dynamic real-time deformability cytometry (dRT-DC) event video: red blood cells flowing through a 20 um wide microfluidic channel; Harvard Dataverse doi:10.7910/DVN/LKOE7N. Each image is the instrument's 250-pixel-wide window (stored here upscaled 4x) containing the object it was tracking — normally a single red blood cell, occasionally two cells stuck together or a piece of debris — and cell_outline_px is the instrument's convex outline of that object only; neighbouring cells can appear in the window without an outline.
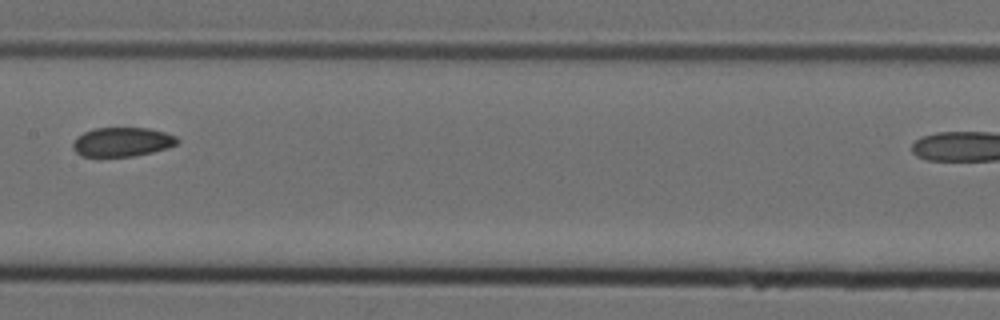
{"species": "Egyptian fruit bat (a non-hibernating species)", "species_latin": "Rousettus aegyptiacus", "temperature_condition": "cold", "stored_images_in_passage": 11, "segment_of_instrument_passage": [1, 2], "camera_frame_rate_fps": 3000, "um_per_image_px": 0.085, "animal": {"sex": "female"}, "frame": {"image": 1, "passage_image": 7, "time_ms": 2.0, "image_size_px": [1000, 320], "cell_outline_px": [[180, 140], [176, 144], [168, 148], [152, 152], [132, 156], [80, 156], [72, 148], [72, 144], [76, 136], [84, 132], [96, 128], [148, 128], [164, 132], [176, 136]], "centroid_in_image_um": [10.37, 12.06], "position_along_channel_um": 197.0, "area_um2": 17.74}}
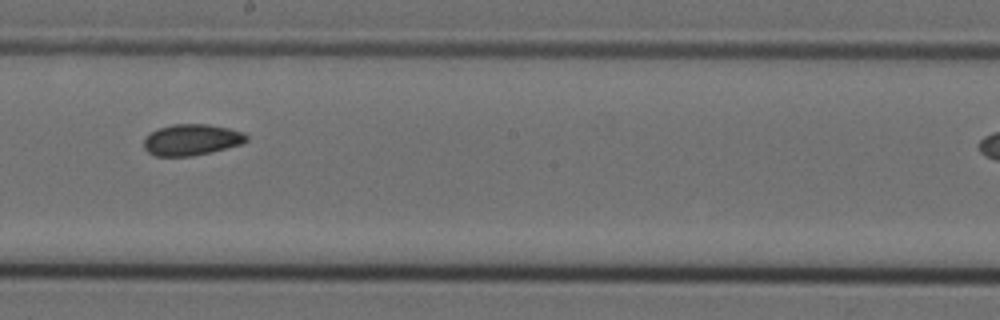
{"frame": {"image": 2, "passage_image": 8, "time_ms": 2.333, "image_size_px": [1000, 320], "cell_outline_px": [[248, 140], [240, 144], [212, 152], [192, 156], [156, 156], [148, 152], [144, 148], [144, 136], [156, 128], [172, 124], [208, 124], [228, 128], [244, 132], [248, 136]], "centroid_in_image_um": [16.26, 11.87], "position_along_channel_um": 231.9, "area_um2": 18.84}}
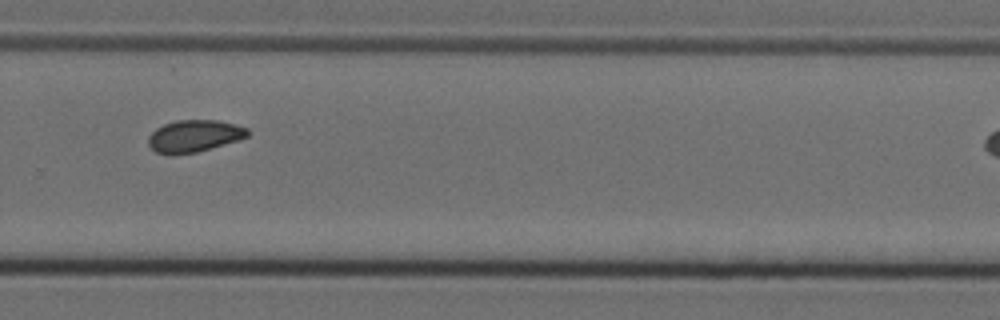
{"frame": {"image": 3, "passage_image": 10, "time_ms": 3.0, "image_size_px": [1000, 320], "cell_outline_px": [[252, 132], [248, 136], [240, 140], [196, 152], [172, 156], [156, 152], [148, 144], [148, 136], [156, 128], [164, 124], [176, 120], [216, 120], [236, 124], [248, 128]], "centroid_in_image_um": [16.52, 11.56], "position_along_channel_um": 313.3, "area_um2": 18.84}}